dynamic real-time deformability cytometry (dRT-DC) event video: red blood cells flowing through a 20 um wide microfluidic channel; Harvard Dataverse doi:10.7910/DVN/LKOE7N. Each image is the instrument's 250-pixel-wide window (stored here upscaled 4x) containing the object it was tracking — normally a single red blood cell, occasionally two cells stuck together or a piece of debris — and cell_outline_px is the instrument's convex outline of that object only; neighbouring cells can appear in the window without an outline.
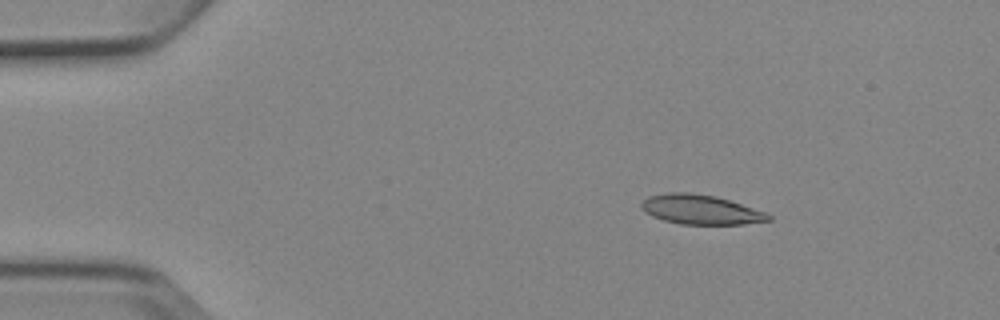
{"species": "Egyptian fruit bat (a non-hibernating species)", "species_latin": "Rousettus aegyptiacus", "temperature_condition": "cold", "stored_images_in_passage": 4, "camera_frame_rate_fps": 3000, "um_per_image_px": 0.085, "animal": {"sex": "female"}, "frame": {"image": 1, "passage_image": 2, "time_ms": 1.333, "image_size_px": [1000, 320], "cell_outline_px": [[772, 220], [744, 224], [680, 224], [664, 220], [652, 216], [644, 212], [640, 208], [640, 204], [648, 196], [668, 192], [692, 192], [716, 196], [768, 212], [772, 216]], "centroid_in_image_um": [59.57, 17.81], "position_along_channel_um": 25.4, "area_um2": 22.14}}